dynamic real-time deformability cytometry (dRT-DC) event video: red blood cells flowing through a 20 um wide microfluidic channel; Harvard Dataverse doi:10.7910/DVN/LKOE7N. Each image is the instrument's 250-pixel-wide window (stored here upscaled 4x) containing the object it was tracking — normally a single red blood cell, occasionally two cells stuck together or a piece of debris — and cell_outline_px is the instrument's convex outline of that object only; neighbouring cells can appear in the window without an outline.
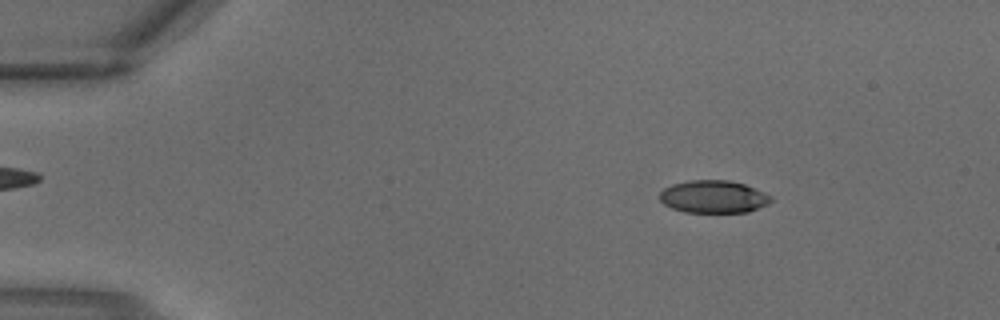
{"species": "common noctule bat (a hibernating species)", "species_latin": "Nyctalus noctula", "temperature_condition": "warm", "stored_images_in_passage": 3, "camera_frame_rate_fps": 3000, "um_per_image_px": 0.085, "animal": {"sex": "male", "body_mass_g": 18.8}, "frame": {"image": 1, "passage_image": 2, "time_ms": 0.333, "image_size_px": [1000, 320], "cell_outline_px": [[772, 200], [768, 204], [748, 212], [684, 212], [672, 208], [664, 204], [660, 200], [660, 192], [664, 188], [672, 184], [688, 180], [728, 180], [744, 184], [764, 192], [772, 196]], "centroid_in_image_um": [60.64, 16.72], "position_along_channel_um": 24.4, "area_um2": 21.15}}